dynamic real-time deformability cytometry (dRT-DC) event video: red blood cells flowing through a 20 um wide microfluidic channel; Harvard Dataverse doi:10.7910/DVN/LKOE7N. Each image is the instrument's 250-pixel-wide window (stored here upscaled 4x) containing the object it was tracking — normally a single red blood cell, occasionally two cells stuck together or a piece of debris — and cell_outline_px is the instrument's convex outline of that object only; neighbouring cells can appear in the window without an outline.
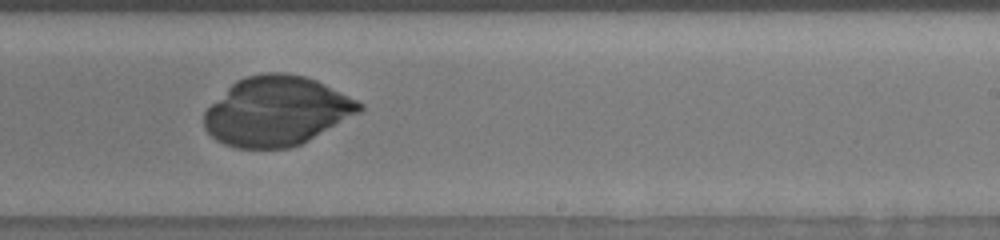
{"species": "human", "species_latin": "Homo sapiens", "temperature_condition": "room temperature", "stored_images_in_passage": 54, "camera_frame_rate_fps": 3000, "um_per_image_px": 0.085, "donor": {"sex": "male"}, "frame": {"image": 1, "passage_image": 41, "time_ms": 13.333, "image_size_px": [1000, 240], "cell_outline_px": [[364, 108], [360, 112], [308, 140], [300, 144], [288, 148], [236, 148], [224, 144], [216, 140], [204, 128], [204, 112], [236, 80], [244, 76], [264, 72], [288, 72], [304, 76], [316, 80], [364, 104]], "centroid_in_image_um": [23.5, 9.44], "position_along_channel_um": 265.5, "area_um2": 62.37}}